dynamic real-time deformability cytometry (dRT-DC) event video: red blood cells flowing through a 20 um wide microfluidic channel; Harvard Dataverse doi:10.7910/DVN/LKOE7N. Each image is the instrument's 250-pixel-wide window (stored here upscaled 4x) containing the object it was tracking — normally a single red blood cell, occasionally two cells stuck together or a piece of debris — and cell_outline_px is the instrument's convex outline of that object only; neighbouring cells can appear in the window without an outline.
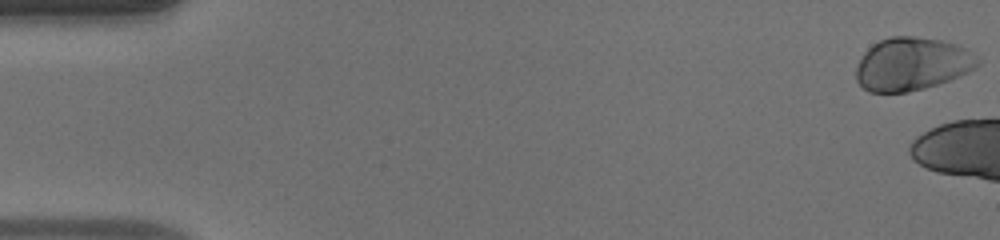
{"species": "human", "species_latin": "Homo sapiens", "temperature_condition": "warm", "stored_images_in_passage": 6, "camera_frame_rate_fps": 3000, "um_per_image_px": 0.085, "donor": {"sex": "male"}, "frame": {"image": 1, "passage_image": 1, "time_ms": 0.0, "image_size_px": [1000, 240], "cell_outline_px": [[980, 64], [976, 68], [968, 72], [948, 80], [924, 88], [908, 92], [868, 92], [856, 80], [856, 68], [864, 52], [872, 44], [888, 36], [916, 36], [940, 40], [956, 44], [964, 48], [980, 60]], "centroid_in_image_um": [77.49, 5.43], "position_along_channel_um": 7.5, "area_um2": 37.45}}